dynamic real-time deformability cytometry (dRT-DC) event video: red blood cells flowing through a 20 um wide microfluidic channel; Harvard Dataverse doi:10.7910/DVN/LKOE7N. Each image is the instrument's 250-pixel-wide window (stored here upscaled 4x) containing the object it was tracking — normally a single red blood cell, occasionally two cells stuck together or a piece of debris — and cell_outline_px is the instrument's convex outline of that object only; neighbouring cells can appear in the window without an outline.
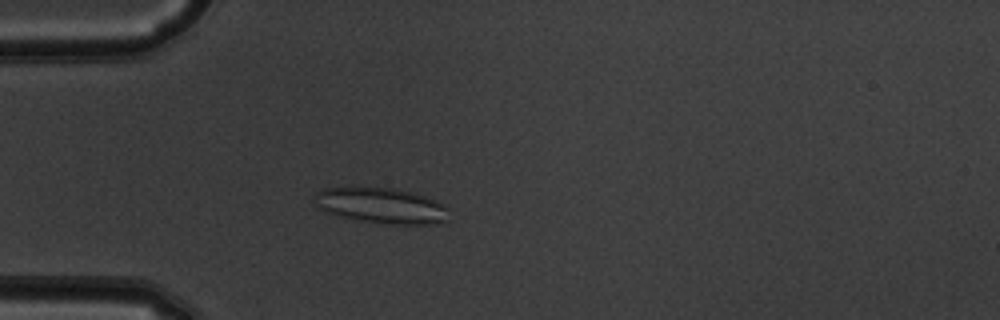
{"species": "common noctule bat (a hibernating species)", "species_latin": "Nyctalus noctula", "temperature_condition": "warm", "stored_images_in_passage": 52, "camera_frame_rate_fps": 3000, "um_per_image_px": 0.085, "animal": {"sex": "male", "body_mass_g": 19.5, "forearm_length_mm": 54.6}, "frame": {"image": 1, "passage_image": 15, "time_ms": 4.667, "image_size_px": [1000, 320], "cell_outline_px": [[448, 220], [432, 224], [384, 224], [352, 220], [324, 212], [316, 208], [316, 192], [324, 188], [392, 188], [412, 192], [436, 200], [444, 204], [448, 208]], "centroid_in_image_um": [32.41, 17.5], "position_along_channel_um": 52.6, "area_um2": 28.09}}
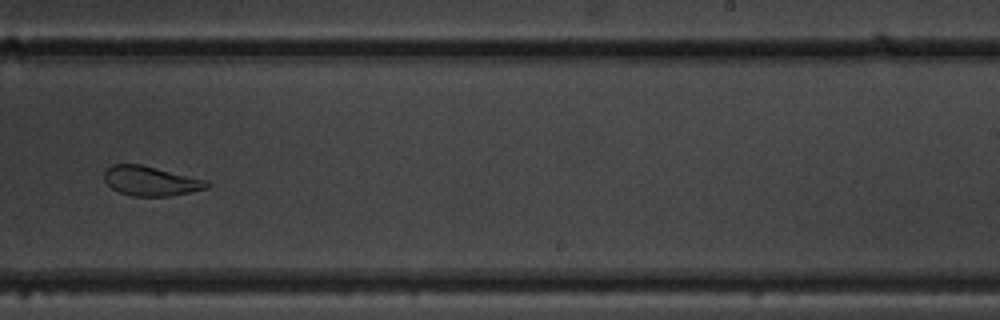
{"frame": {"image": 2, "passage_image": 33, "time_ms": 10.667, "image_size_px": [1000, 320], "cell_outline_px": [[212, 184], [208, 188], [172, 196], [132, 196], [120, 192], [112, 188], [104, 180], [104, 172], [112, 164], [140, 164], [208, 180]], "centroid_in_image_um": [12.85, 15.39], "position_along_channel_um": 276.2, "area_um2": 17.74}}
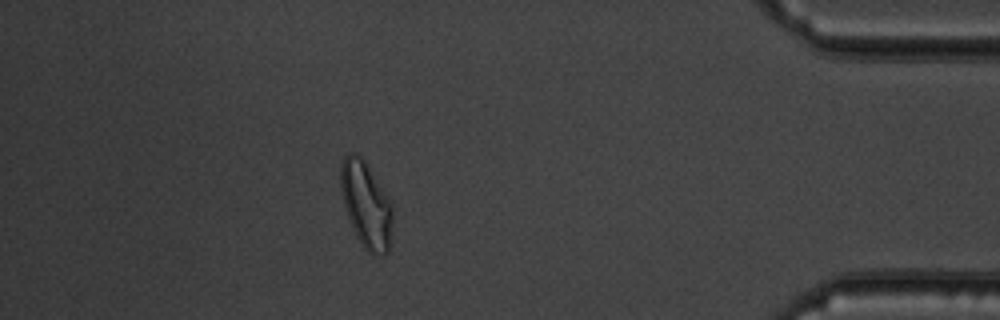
{"frame": {"image": 3, "passage_image": 46, "time_ms": 15.0, "image_size_px": [1000, 320], "cell_outline_px": [[392, 244], [388, 252], [384, 256], [372, 256], [364, 248], [356, 236], [352, 228], [340, 192], [340, 164], [344, 156], [348, 152], [356, 152], [364, 160], [392, 204]], "centroid_in_image_um": [31.12, 17.45], "position_along_channel_um": 404.1, "area_um2": 26.47}, "authors_computed_cell_mechanics": {"area_um2": 24.9696, "velocity_mm_per_s": 3.9103, "shape_relaxation_time_tau1_ms": null, "shape_relaxation_time_tau2_ms": 1.7446, "deformation_change_tau1": null, "deformation_change_tau2": 0.0938}}